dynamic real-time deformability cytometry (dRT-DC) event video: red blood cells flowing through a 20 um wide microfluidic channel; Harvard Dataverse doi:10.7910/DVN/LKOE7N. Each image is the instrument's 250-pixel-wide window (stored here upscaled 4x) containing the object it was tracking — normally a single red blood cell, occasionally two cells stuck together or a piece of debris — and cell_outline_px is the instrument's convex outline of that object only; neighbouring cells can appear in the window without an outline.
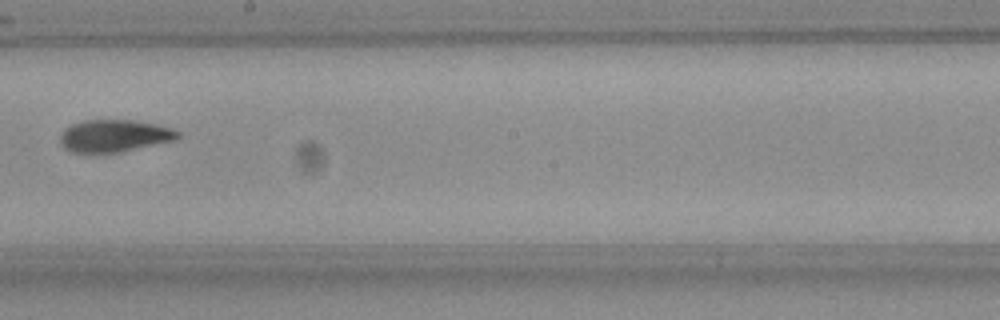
{"species": "Egyptian fruit bat (a non-hibernating species)", "species_latin": "Rousettus aegyptiacus", "temperature_condition": "room temperature", "stored_images_in_passage": 8, "camera_frame_rate_fps": 3000, "um_per_image_px": 0.085, "frame": {"image": 1, "passage_image": 8, "time_ms": 2.333, "image_size_px": [1000, 320], "cell_outline_px": [[180, 136], [176, 140], [120, 152], [72, 152], [64, 148], [60, 140], [60, 136], [64, 128], [72, 124], [84, 120], [136, 120], [156, 124], [172, 128], [180, 132]], "centroid_in_image_um": [9.74, 11.53], "position_along_channel_um": 238.5, "area_um2": 22.14}}